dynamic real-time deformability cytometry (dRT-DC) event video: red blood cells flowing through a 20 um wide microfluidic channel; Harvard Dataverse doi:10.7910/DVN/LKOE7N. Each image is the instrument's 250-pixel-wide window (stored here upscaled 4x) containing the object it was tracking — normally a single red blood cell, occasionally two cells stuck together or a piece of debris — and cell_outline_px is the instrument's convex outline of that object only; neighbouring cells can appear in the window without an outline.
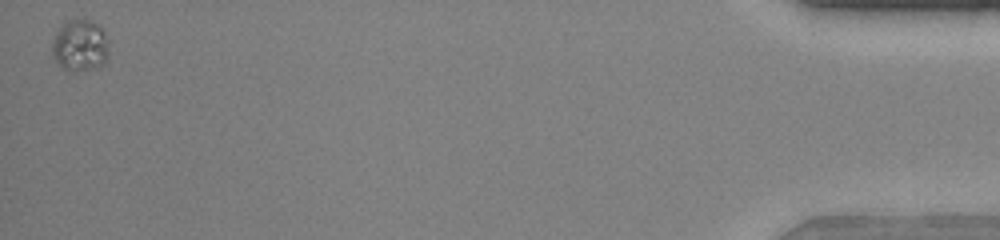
{"species": "human", "species_latin": "Homo sapiens", "temperature_condition": "warm", "stored_images_in_passage": 43, "camera_frame_rate_fps": 3000, "um_per_image_px": 0.085, "donor": {"sex": "female"}, "frame": {"image": 1, "passage_image": 43, "time_ms": 14.0, "image_size_px": [1000, 240], "cell_outline_px": [[108, 60], [104, 64], [96, 68], [76, 72], [68, 72], [56, 60], [52, 52], [52, 40], [60, 24], [68, 20], [92, 20], [100, 24], [108, 40]], "centroid_in_image_um": [6.83, 3.87], "position_along_channel_um": 428.4, "area_um2": 17.51}}